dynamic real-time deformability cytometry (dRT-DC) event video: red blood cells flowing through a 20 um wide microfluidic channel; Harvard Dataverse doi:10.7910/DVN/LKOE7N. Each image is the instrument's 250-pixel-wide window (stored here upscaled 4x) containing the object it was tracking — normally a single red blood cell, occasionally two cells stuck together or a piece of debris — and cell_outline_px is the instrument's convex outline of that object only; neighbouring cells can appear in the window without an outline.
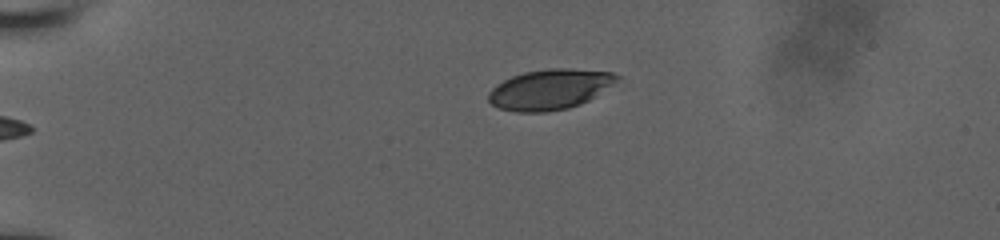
{"species": "human", "species_latin": "Homo sapiens", "temperature_condition": "room temperature", "stored_images_in_passage": 18, "camera_frame_rate_fps": 3000, "um_per_image_px": 0.085, "donor": {"sex": "male"}, "frame": {"image": 1, "passage_image": 1, "time_ms": 0.0, "image_size_px": [1000, 240], "cell_outline_px": [[620, 76], [616, 80], [596, 96], [580, 104], [568, 108], [544, 112], [516, 112], [500, 108], [492, 104], [488, 100], [488, 92], [496, 84], [512, 76], [524, 72], [548, 68], [568, 68], [612, 72]], "centroid_in_image_um": [46.7, 7.59], "position_along_channel_um": 38.3, "area_um2": 30.0}}
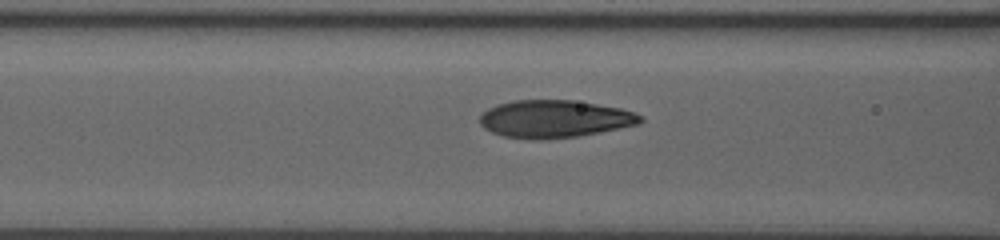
{"frame": {"image": 2, "passage_image": 11, "time_ms": 3.667, "image_size_px": [1000, 240], "cell_outline_px": [[644, 120], [636, 124], [600, 132], [580, 136], [540, 140], [536, 140], [504, 136], [492, 132], [484, 128], [480, 124], [480, 116], [488, 108], [512, 100], [572, 100], [620, 108], [636, 112]], "centroid_in_image_um": [47.12, 10.11], "position_along_channel_um": 119.5, "area_um2": 34.97}}
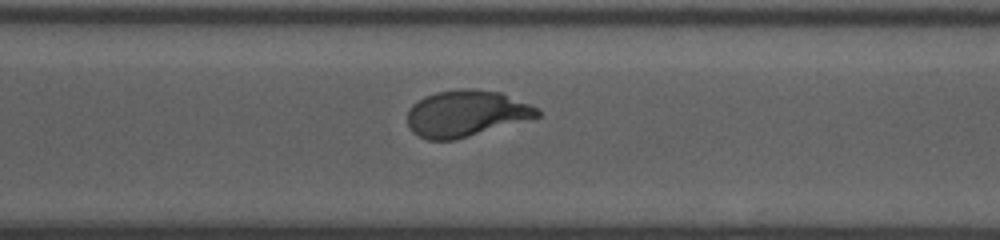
{"frame": {"image": 3, "passage_image": 18, "time_ms": 9.0, "image_size_px": [1000, 240], "cell_outline_px": [[540, 116], [452, 140], [428, 140], [412, 132], [408, 124], [408, 108], [412, 104], [424, 96], [436, 92], [460, 88], [476, 88], [500, 92], [528, 104], [536, 108], [540, 112]], "centroid_in_image_um": [39.56, 9.62], "position_along_channel_um": 331.0, "area_um2": 34.68}}